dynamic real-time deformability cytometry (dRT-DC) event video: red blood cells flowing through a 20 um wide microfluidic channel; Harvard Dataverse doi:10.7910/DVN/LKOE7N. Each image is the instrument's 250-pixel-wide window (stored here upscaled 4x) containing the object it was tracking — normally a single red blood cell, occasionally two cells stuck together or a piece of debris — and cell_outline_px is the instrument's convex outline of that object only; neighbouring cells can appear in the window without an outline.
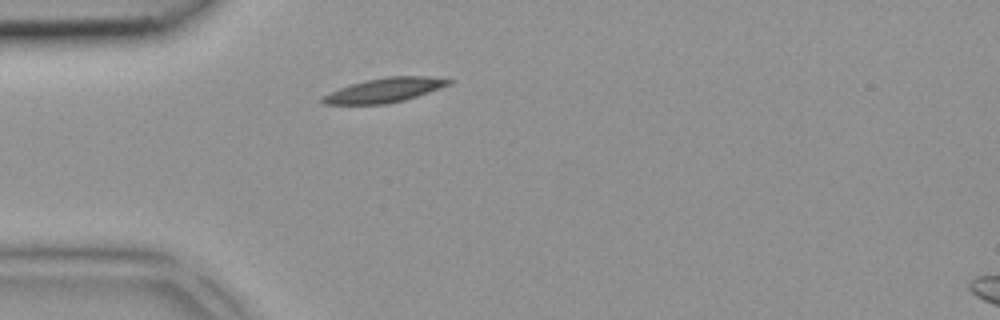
{"species": "common noctule bat (a hibernating species)", "species_latin": "Nyctalus noctula", "temperature_condition": "room temperature", "stored_images_in_passage": 1, "camera_frame_rate_fps": 3000, "um_per_image_px": 0.085, "animal": {"sex": "female", "body_mass_g": 18.4}, "frame": {"image": 1, "passage_image": 1, "time_ms": 0.0, "image_size_px": [1000, 320], "cell_outline_px": [[452, 84], [404, 100], [384, 104], [324, 104], [320, 100], [320, 96], [328, 92], [364, 80], [388, 76], [428, 76], [452, 80]], "centroid_in_image_um": [32.65, 7.66], "position_along_channel_um": 52.4, "area_um2": 17.86}}